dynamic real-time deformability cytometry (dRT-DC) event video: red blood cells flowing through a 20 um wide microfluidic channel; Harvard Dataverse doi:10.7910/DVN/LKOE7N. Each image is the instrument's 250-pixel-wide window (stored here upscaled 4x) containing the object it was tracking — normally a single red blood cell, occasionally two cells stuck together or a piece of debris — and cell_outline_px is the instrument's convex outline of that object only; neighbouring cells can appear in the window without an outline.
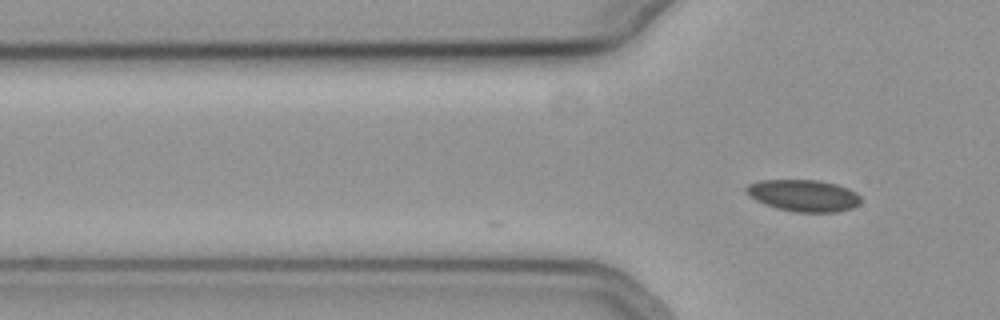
{"species": "common noctule bat (a hibernating species)", "species_latin": "Nyctalus noctula", "temperature_condition": "cold", "stored_images_in_passage": 18, "camera_frame_rate_fps": 3000, "um_per_image_px": 0.085, "animal": {"sex": "female", "body_mass_g": 19.3, "forearm_length_mm": 54.1}, "frame": {"image": 1, "passage_image": 18, "time_ms": 5.667, "image_size_px": [1000, 320], "cell_outline_px": [[860, 204], [852, 208], [836, 212], [792, 212], [776, 208], [764, 204], [756, 200], [744, 192], [744, 188], [748, 184], [760, 180], [820, 180], [836, 184], [848, 188], [856, 192], [860, 196]], "centroid_in_image_um": [68.28, 16.62], "position_along_channel_um": 57.5, "area_um2": 21.44}}